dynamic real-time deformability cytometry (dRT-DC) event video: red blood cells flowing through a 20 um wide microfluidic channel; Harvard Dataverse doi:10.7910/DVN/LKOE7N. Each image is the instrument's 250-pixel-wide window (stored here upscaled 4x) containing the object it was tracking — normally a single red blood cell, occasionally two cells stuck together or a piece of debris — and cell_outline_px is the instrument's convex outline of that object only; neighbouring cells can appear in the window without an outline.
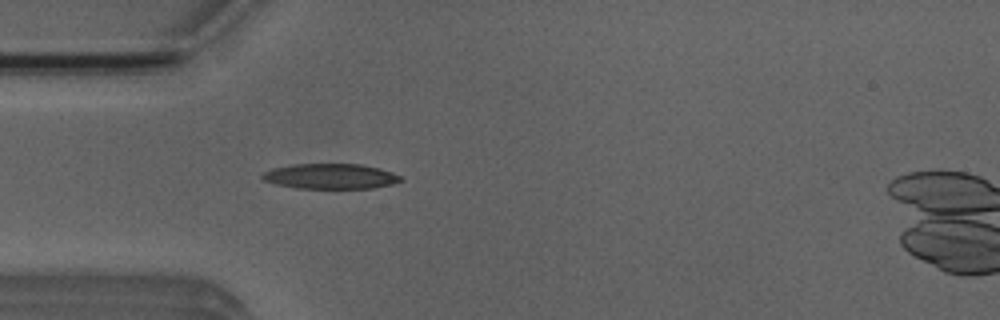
{"species": "Egyptian fruit bat (a non-hibernating species)", "species_latin": "Rousettus aegyptiacus", "temperature_condition": "room temperature", "stored_images_in_passage": 4, "camera_frame_rate_fps": 3000, "um_per_image_px": 0.085, "animal": {"sex": "male"}, "frame": {"image": 1, "passage_image": 3, "time_ms": 3.0, "image_size_px": [1000, 320], "cell_outline_px": [[404, 180], [392, 184], [372, 188], [296, 188], [276, 184], [264, 180], [260, 176], [264, 172], [272, 168], [292, 164], [360, 164], [380, 168], [392, 172], [400, 176]], "centroid_in_image_um": [28.09, 14.98], "position_along_channel_um": 56.9, "area_um2": 20.35}}